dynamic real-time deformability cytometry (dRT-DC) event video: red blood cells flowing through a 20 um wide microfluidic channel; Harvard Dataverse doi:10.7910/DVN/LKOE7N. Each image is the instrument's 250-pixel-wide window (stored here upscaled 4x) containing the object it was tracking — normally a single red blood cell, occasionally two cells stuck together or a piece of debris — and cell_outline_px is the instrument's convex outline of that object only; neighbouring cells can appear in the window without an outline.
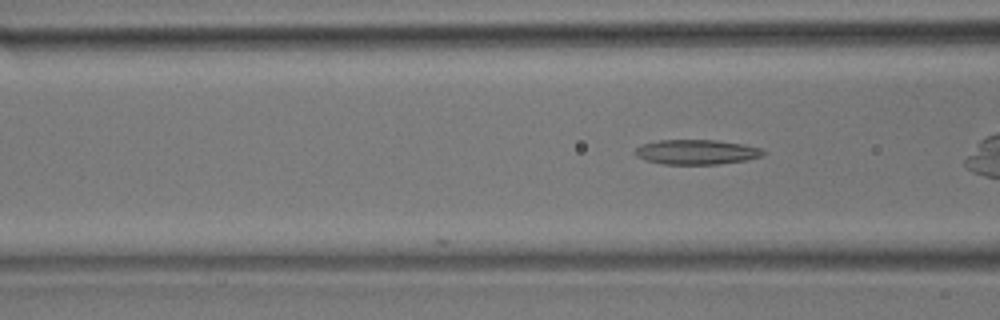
{"species": "common noctule bat (a hibernating species)", "species_latin": "Nyctalus noctula", "temperature_condition": "room temperature", "stored_images_in_passage": 8, "camera_frame_rate_fps": 3000, "um_per_image_px": 0.085, "animal": {"sex": "male", "body_mass_g": 17.9}, "frame": {"image": 1, "passage_image": 8, "time_ms": 2.333, "image_size_px": [1000, 320], "cell_outline_px": [[768, 152], [760, 156], [748, 160], [720, 164], [664, 164], [644, 160], [636, 156], [632, 152], [640, 144], [660, 140], [716, 140], [744, 144], [764, 148]], "centroid_in_image_um": [59.22, 12.92], "position_along_channel_um": 107.4, "area_um2": 18.84}}